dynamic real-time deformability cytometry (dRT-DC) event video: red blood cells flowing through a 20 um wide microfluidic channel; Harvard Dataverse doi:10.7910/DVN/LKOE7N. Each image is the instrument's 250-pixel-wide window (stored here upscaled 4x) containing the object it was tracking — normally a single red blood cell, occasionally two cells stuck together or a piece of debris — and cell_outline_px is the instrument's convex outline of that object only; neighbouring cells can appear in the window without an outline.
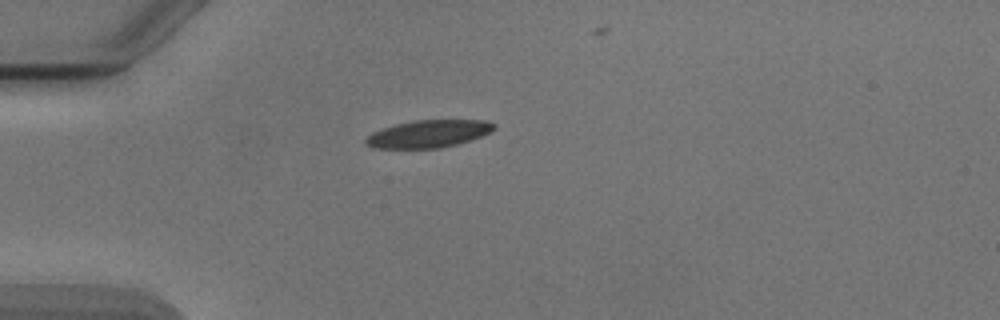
{"species": "Egyptian fruit bat (a non-hibernating species)", "species_latin": "Rousettus aegyptiacus", "temperature_condition": "cold", "stored_images_in_passage": 32, "camera_frame_rate_fps": 3000, "um_per_image_px": 0.085, "animal": {"sex": "male"}, "frame": {"image": 1, "passage_image": 1, "time_ms": 0.0, "image_size_px": [1000, 320], "cell_outline_px": [[496, 128], [492, 132], [456, 144], [440, 148], [372, 148], [364, 144], [364, 140], [372, 132], [396, 124], [416, 120], [484, 120], [496, 124]], "centroid_in_image_um": [36.41, 11.37], "position_along_channel_um": 48.6, "area_um2": 20.46}}
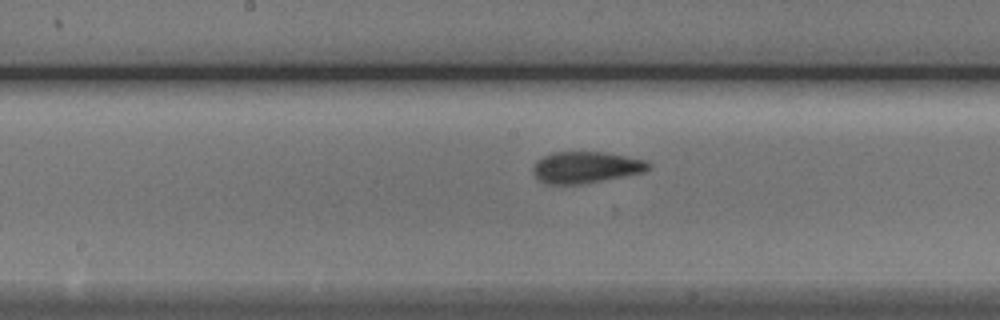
{"frame": {"image": 2, "passage_image": 14, "time_ms": 4.333, "image_size_px": [1000, 320], "cell_outline_px": [[652, 168], [644, 172], [580, 184], [548, 184], [540, 180], [532, 172], [532, 168], [536, 160], [552, 152], [604, 152], [648, 160], [652, 164]], "centroid_in_image_um": [49.82, 14.21], "position_along_channel_um": 198.4, "area_um2": 21.21}}
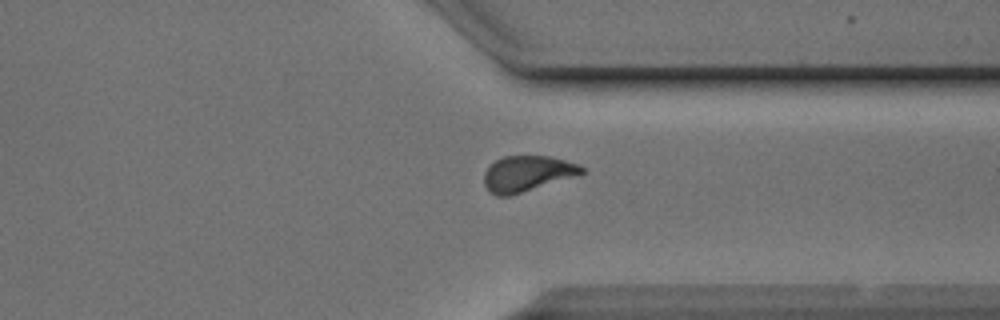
{"frame": {"image": 3, "passage_image": 27, "time_ms": 8.667, "image_size_px": [1000, 320], "cell_outline_px": [[584, 172], [512, 196], [496, 196], [488, 192], [484, 184], [484, 172], [488, 164], [504, 156], [548, 156], [580, 164], [584, 168]], "centroid_in_image_um": [44.73, 14.76], "position_along_channel_um": 366.7, "area_um2": 20.29}}